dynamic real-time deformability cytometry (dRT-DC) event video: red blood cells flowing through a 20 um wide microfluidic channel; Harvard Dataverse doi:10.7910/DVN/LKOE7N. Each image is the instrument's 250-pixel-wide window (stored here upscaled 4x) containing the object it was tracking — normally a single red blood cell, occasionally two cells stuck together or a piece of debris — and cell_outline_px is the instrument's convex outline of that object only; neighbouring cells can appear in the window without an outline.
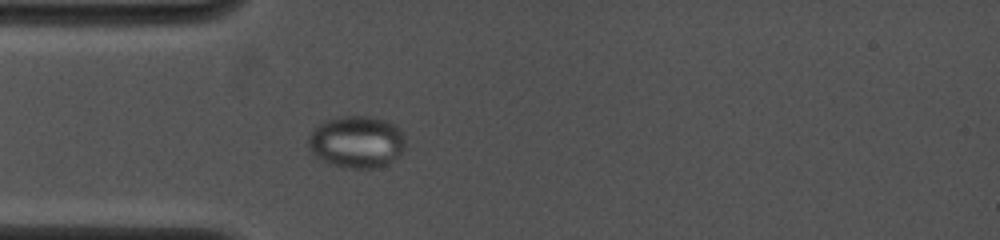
{"species": "common noctule bat (a hibernating species)", "species_latin": "Nyctalus noctula", "temperature_condition": "cold", "stored_images_in_passage": 25, "camera_frame_rate_fps": 4000, "um_per_image_px": 0.085, "animal": {"sex": "female", "body_mass_g": 19.0, "forearm_length_mm": 53.3}, "frame": {"image": 1, "passage_image": 4, "time_ms": 1.0, "image_size_px": [1000, 240], "cell_outline_px": [[404, 148], [400, 156], [388, 164], [380, 168], [344, 168], [328, 164], [312, 156], [308, 148], [308, 136], [324, 120], [340, 116], [368, 116], [384, 120], [396, 124], [400, 128], [404, 136]], "centroid_in_image_um": [30.31, 12.08], "position_along_channel_um": 54.7, "area_um2": 30.06}}
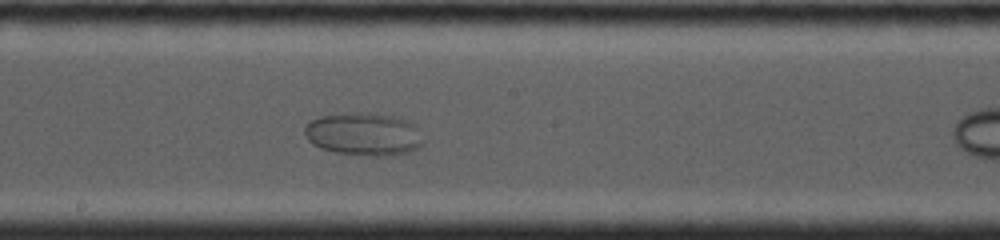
{"frame": {"image": 2, "passage_image": 15, "time_ms": 4.25, "image_size_px": [1000, 240], "cell_outline_px": [[420, 144], [416, 148], [408, 152], [392, 156], [372, 156], [336, 152], [320, 148], [312, 144], [308, 140], [304, 132], [304, 128], [312, 120], [320, 116], [352, 112], [376, 112], [400, 116], [416, 124], [420, 140]], "centroid_in_image_um": [30.91, 11.37], "position_along_channel_um": 217.3, "area_um2": 29.88}}